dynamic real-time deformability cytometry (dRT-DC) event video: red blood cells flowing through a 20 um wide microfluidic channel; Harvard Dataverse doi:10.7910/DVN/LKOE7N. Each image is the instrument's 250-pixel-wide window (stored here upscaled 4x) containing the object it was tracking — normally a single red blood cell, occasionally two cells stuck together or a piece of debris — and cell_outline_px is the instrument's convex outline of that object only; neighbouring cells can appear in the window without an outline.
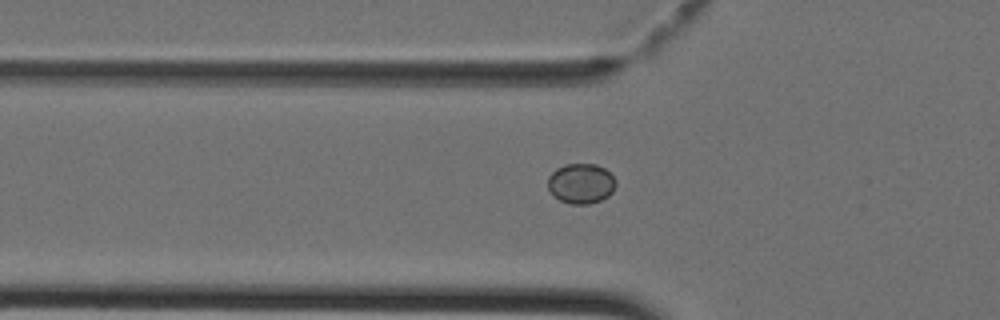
{"species": "Egyptian fruit bat (a non-hibernating species)", "species_latin": "Rousettus aegyptiacus", "temperature_condition": "cold", "stored_images_in_passage": 22, "camera_frame_rate_fps": 3000, "um_per_image_px": 0.085, "animal": {"sex": "female"}, "frame": {"image": 1, "passage_image": 6, "time_ms": 1.667, "image_size_px": [1000, 320], "cell_outline_px": [[616, 184], [612, 192], [608, 196], [600, 200], [588, 204], [572, 204], [560, 200], [552, 196], [548, 188], [548, 176], [556, 168], [564, 164], [596, 164], [604, 168], [616, 180]], "centroid_in_image_um": [49.36, 15.59], "position_along_channel_um": 76.4, "area_um2": 15.95}}
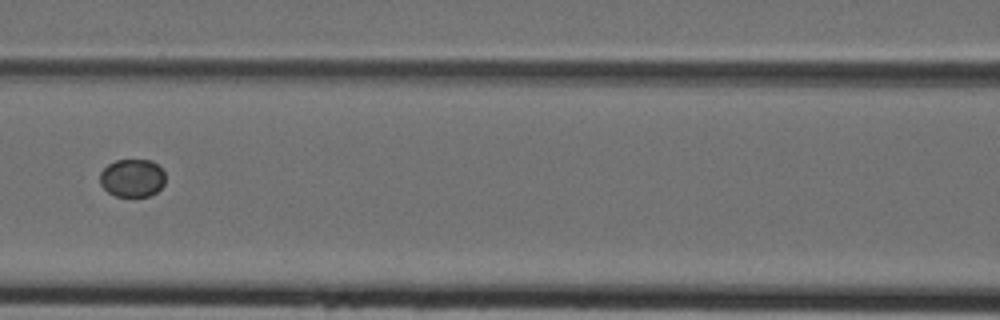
{"frame": {"image": 2, "passage_image": 11, "time_ms": 3.333, "image_size_px": [1000, 320], "cell_outline_px": [[164, 184], [156, 192], [148, 196], [116, 196], [108, 192], [100, 184], [100, 172], [108, 164], [116, 160], [152, 160], [164, 172]], "centroid_in_image_um": [11.23, 15.12], "position_along_channel_um": 155.4, "area_um2": 14.39}}
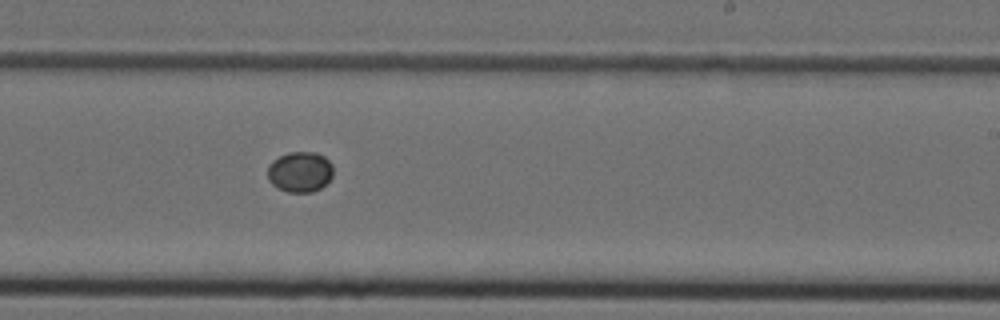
{"frame": {"image": 3, "passage_image": 18, "time_ms": 5.667, "image_size_px": [1000, 320], "cell_outline_px": [[332, 176], [320, 188], [312, 192], [288, 192], [276, 188], [268, 180], [268, 164], [272, 160], [288, 152], [316, 152], [324, 156], [332, 164]], "centroid_in_image_um": [25.47, 14.6], "position_along_channel_um": 263.5, "area_um2": 15.55}}